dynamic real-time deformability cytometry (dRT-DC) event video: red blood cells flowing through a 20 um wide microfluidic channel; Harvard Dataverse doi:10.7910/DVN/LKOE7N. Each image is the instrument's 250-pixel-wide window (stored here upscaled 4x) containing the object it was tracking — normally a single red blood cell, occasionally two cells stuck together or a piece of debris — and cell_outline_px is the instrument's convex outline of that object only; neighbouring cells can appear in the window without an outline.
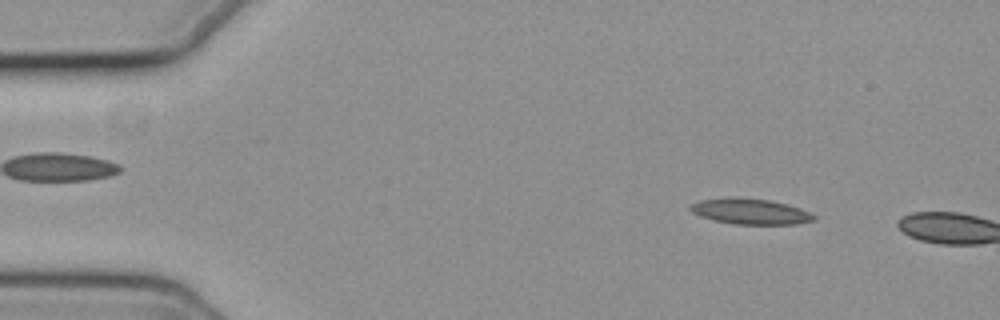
{"species": "common noctule bat (a hibernating species)", "species_latin": "Nyctalus noctula", "temperature_condition": "cold", "stored_images_in_passage": 9, "camera_frame_rate_fps": 3000, "um_per_image_px": 0.085, "animal": {"sex": "female", "body_mass_g": 19.3, "forearm_length_mm": 54.1}, "frame": {"image": 1, "passage_image": 7, "time_ms": 2.0, "image_size_px": [1000, 320], "cell_outline_px": [[816, 220], [796, 224], [736, 224], [716, 220], [700, 216], [692, 212], [688, 208], [692, 204], [700, 200], [728, 196], [736, 196], [768, 200], [788, 204], [800, 208], [816, 216]], "centroid_in_image_um": [63.77, 17.95], "position_along_channel_um": 21.2, "area_um2": 18.55}}